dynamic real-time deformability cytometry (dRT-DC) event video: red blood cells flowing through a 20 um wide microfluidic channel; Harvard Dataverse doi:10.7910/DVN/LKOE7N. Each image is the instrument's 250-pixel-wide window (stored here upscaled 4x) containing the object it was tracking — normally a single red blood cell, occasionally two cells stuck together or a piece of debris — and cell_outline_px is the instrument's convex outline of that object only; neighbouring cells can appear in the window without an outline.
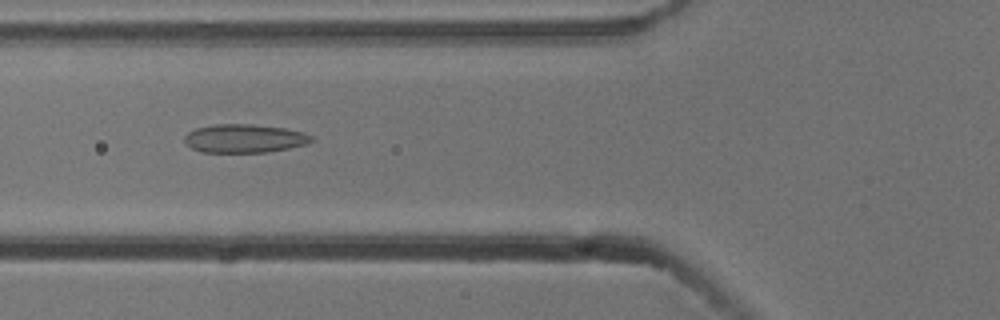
{"species": "common noctule bat (a hibernating species)", "species_latin": "Nyctalus noctula", "temperature_condition": "cold", "stored_images_in_passage": 32, "camera_frame_rate_fps": 3000, "um_per_image_px": 0.085, "animal": {"sex": "male", "body_mass_g": 13.3}, "frame": {"image": 1, "passage_image": 4, "time_ms": 1.0, "image_size_px": [1000, 320], "cell_outline_px": [[316, 140], [304, 144], [288, 148], [268, 152], [200, 152], [192, 148], [184, 140], [184, 136], [188, 132], [196, 128], [216, 124], [252, 124], [284, 128], [304, 132], [312, 136]], "centroid_in_image_um": [20.78, 11.76], "position_along_channel_um": 105.0, "area_um2": 21.04}}
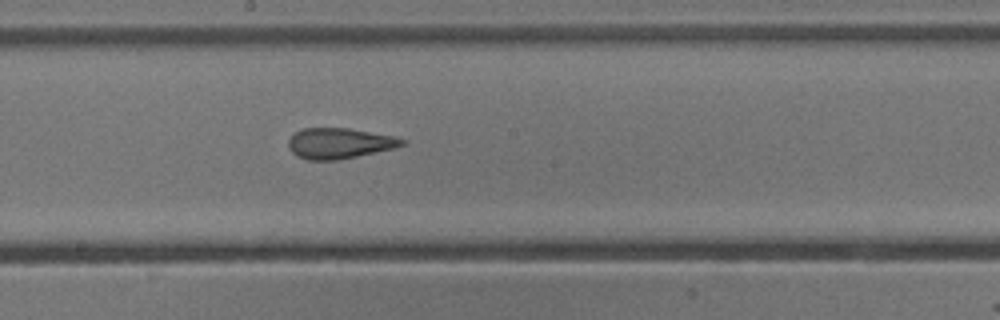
{"frame": {"image": 2, "passage_image": 13, "time_ms": 4.0, "image_size_px": [1000, 320], "cell_outline_px": [[408, 140], [404, 144], [396, 148], [340, 160], [308, 160], [296, 156], [288, 148], [288, 140], [296, 132], [304, 128], [348, 128], [396, 136]], "centroid_in_image_um": [28.88, 12.19], "position_along_channel_um": 219.3, "area_um2": 20.52}}
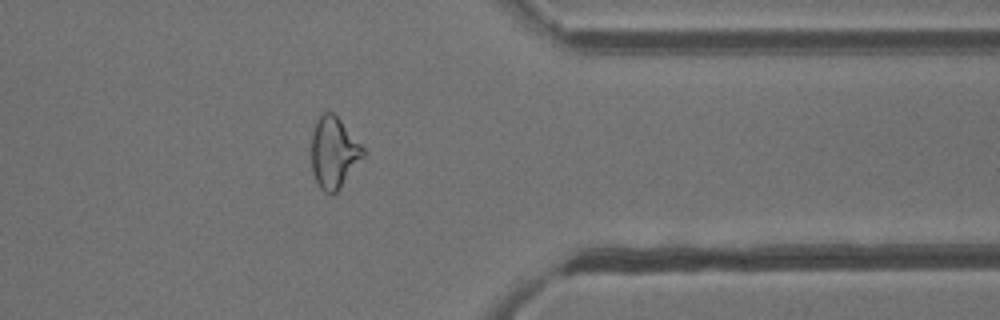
{"frame": {"image": 3, "passage_image": 27, "time_ms": 8.667, "image_size_px": [1000, 320], "cell_outline_px": [[364, 156], [340, 188], [332, 196], [324, 192], [320, 188], [312, 172], [312, 132], [320, 116], [324, 112], [332, 112], [340, 120], [364, 148]], "centroid_in_image_um": [28.37, 13.01], "position_along_channel_um": 383.0, "area_um2": 21.15}, "authors_computed_cell_mechanics": {"area_um2": 20.7213, "velocity_mm_per_s": 3.7805, "shape_relaxation_time_tau1_ms": null, "shape_relaxation_time_tau2_ms": 2.0917, "deformation_change_tau1": null, "deformation_change_tau2": 0.1017}}